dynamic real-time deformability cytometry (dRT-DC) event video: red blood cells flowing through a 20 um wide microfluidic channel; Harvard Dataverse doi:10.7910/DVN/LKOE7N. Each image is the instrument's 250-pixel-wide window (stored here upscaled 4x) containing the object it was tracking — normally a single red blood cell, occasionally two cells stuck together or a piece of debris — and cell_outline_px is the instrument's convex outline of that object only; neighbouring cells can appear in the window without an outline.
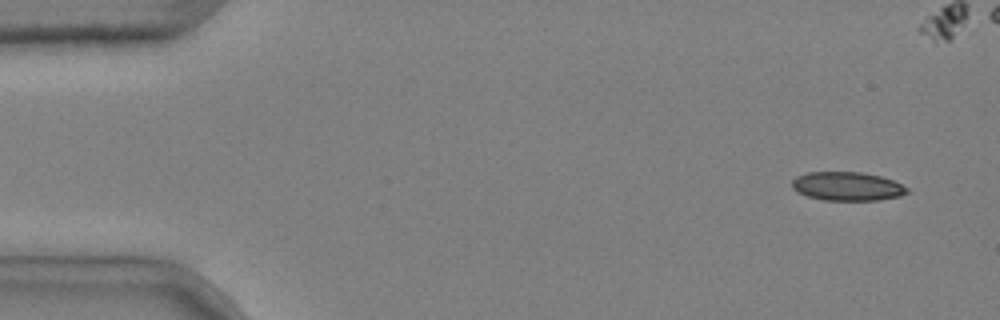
{"species": "common noctule bat (a hibernating species)", "species_latin": "Nyctalus noctula", "temperature_condition": "cold", "stored_images_in_passage": 7, "camera_frame_rate_fps": 3000, "um_per_image_px": 0.085, "animal": {"sex": "male", "body_mass_g": 20.4}, "frame": {"image": 1, "passage_image": 1, "time_ms": 0.0, "image_size_px": [1000, 320], "cell_outline_px": [[908, 192], [900, 196], [880, 200], [824, 200], [808, 196], [796, 192], [792, 188], [792, 180], [796, 176], [808, 172], [860, 172], [880, 176], [892, 180], [908, 188]], "centroid_in_image_um": [71.99, 15.83], "position_along_channel_um": 13.0, "area_um2": 19.25}}